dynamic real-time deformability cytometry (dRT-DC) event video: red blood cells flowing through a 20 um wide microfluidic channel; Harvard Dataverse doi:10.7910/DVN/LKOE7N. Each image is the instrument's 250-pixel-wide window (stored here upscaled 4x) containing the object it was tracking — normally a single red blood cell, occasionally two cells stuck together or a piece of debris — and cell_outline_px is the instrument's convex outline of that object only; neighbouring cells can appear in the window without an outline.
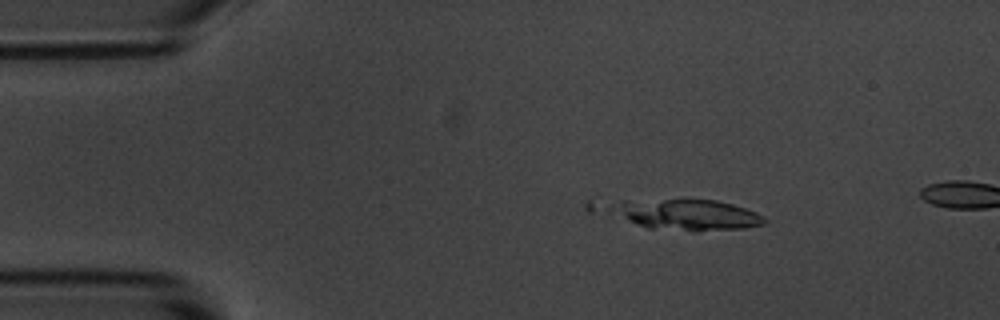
{"species": "common noctule bat (a hibernating species)", "species_latin": "Nyctalus noctula", "temperature_condition": "room temperature", "stored_images_in_passage": 13, "camera_frame_rate_fps": 3000, "um_per_image_px": 0.085, "animal": {"sex": "male", "body_mass_g": 20.1, "forearm_length_mm": 53.5}, "frame": {"image": 1, "passage_image": 8, "time_ms": 2.333, "image_size_px": [1000, 320], "cell_outline_px": [[768, 220], [764, 224], [744, 228], [696, 232], [692, 232], [648, 228], [636, 224], [628, 220], [608, 208], [612, 204], [620, 200], [716, 200], [732, 204], [756, 212], [764, 216]], "centroid_in_image_um": [58.43, 18.27], "position_along_channel_um": 26.6, "area_um2": 27.57}}